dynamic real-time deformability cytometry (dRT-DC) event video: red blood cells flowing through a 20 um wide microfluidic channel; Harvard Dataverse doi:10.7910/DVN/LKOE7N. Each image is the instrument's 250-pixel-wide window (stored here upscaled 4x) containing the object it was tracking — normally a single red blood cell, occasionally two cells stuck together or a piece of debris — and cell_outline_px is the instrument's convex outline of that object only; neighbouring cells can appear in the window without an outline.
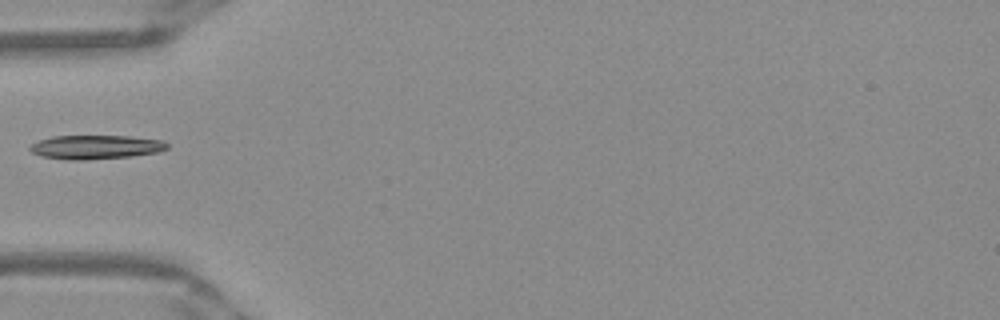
{"species": "Egyptian fruit bat (a non-hibernating species)", "species_latin": "Rousettus aegyptiacus", "temperature_condition": "warm", "stored_images_in_passage": 35, "camera_frame_rate_fps": 3000, "um_per_image_px": 0.085, "frame": {"image": 1, "passage_image": 1, "time_ms": 0.0, "image_size_px": [1000, 320], "cell_outline_px": [[168, 148], [160, 152], [128, 156], [84, 160], [68, 160], [44, 156], [32, 152], [28, 148], [32, 144], [40, 140], [52, 136], [128, 136], [160, 140], [168, 144]], "centroid_in_image_um": [8.14, 12.5], "position_along_channel_um": 76.9, "area_um2": 18.9}}
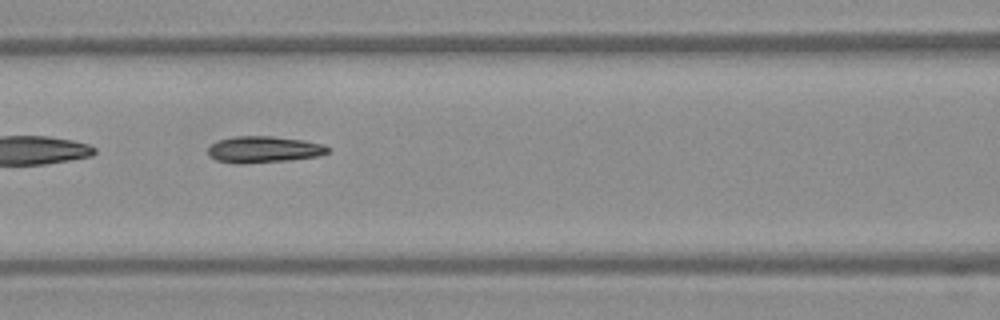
{"frame": {"image": 2, "passage_image": 6, "time_ms": 1.667, "image_size_px": [1000, 320], "cell_outline_px": [[332, 148], [328, 152], [320, 156], [288, 160], [216, 160], [208, 156], [208, 148], [216, 140], [232, 136], [272, 136], [300, 140], [324, 144]], "centroid_in_image_um": [22.48, 12.64], "position_along_channel_um": 144.1, "area_um2": 17.57}}
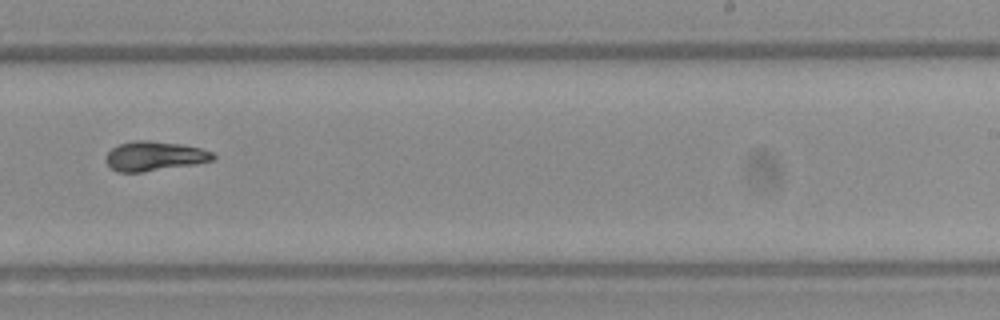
{"frame": {"image": 3, "passage_image": 16, "time_ms": 5.0, "image_size_px": [1000, 320], "cell_outline_px": [[216, 156], [212, 160], [196, 164], [140, 172], [120, 172], [112, 168], [104, 160], [104, 156], [112, 148], [120, 144], [132, 140], [148, 140], [180, 144], [200, 148], [212, 152]], "centroid_in_image_um": [13.1, 13.26], "position_along_channel_um": 275.9, "area_um2": 18.32}}